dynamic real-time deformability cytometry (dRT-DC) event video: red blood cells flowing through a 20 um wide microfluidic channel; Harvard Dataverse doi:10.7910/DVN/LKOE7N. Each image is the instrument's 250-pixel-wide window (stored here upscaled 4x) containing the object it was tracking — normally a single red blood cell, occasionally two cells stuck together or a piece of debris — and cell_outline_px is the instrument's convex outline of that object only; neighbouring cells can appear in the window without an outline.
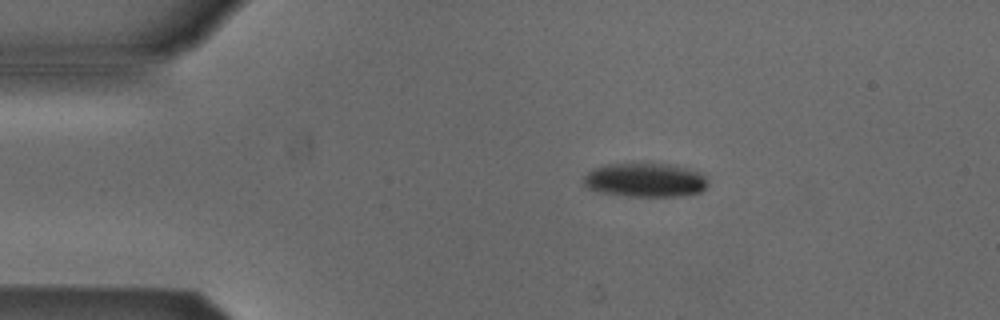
{"species": "Egyptian fruit bat (a non-hibernating species)", "species_latin": "Rousettus aegyptiacus", "temperature_condition": "cold", "stored_images_in_passage": 3, "camera_frame_rate_fps": 3000, "um_per_image_px": 0.085, "animal": {"sex": "male"}, "frame": {"image": 1, "passage_image": 2, "time_ms": 1.0, "image_size_px": [1000, 320], "cell_outline_px": [[708, 184], [700, 192], [684, 196], [628, 196], [600, 192], [588, 188], [584, 184], [584, 176], [592, 168], [604, 164], [668, 164], [688, 168], [704, 172], [708, 176]], "centroid_in_image_um": [54.89, 15.3], "position_along_channel_um": 30.1, "area_um2": 24.85}}